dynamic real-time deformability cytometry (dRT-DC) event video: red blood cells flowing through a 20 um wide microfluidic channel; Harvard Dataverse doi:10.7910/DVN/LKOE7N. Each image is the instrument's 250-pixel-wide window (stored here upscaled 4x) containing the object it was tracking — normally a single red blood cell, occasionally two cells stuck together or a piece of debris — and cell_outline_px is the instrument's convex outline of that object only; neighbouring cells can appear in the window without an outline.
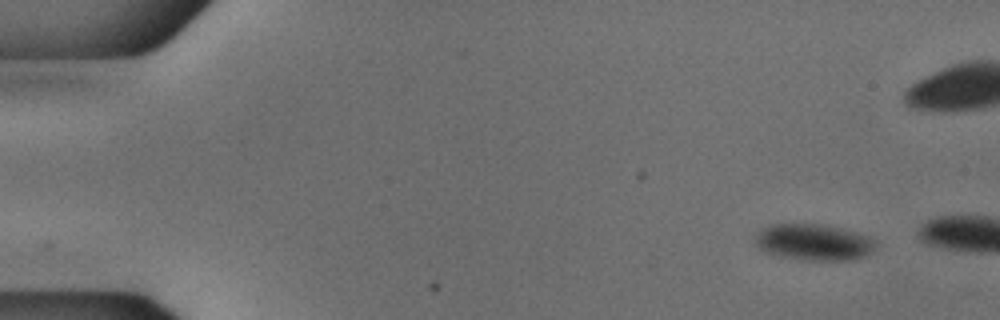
{"species": "common noctule bat (a hibernating species)", "species_latin": "Nyctalus noctula", "temperature_condition": "cold", "stored_images_in_passage": 9, "camera_frame_rate_fps": 3000, "um_per_image_px": 0.085, "animal": {"sex": "male", "body_mass_g": 18.8}, "frame": {"image": 1, "passage_image": 4, "time_ms": 1.0, "image_size_px": [1000, 320], "cell_outline_px": [[880, 244], [876, 248], [864, 256], [856, 260], [804, 260], [780, 256], [764, 252], [752, 240], [768, 224], [824, 224], [856, 232]], "centroid_in_image_um": [69.16, 20.59], "position_along_channel_um": 15.8, "area_um2": 25.55}}